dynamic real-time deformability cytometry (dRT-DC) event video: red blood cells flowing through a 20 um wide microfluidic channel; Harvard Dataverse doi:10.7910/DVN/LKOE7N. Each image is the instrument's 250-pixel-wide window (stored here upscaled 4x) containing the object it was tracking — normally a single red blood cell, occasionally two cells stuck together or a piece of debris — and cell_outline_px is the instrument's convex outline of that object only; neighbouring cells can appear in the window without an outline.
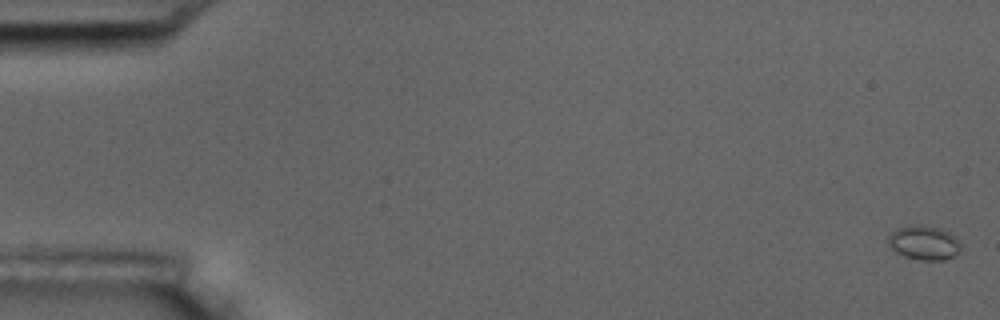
{"species": "common noctule bat (a hibernating species)", "species_latin": "Nyctalus noctula", "temperature_condition": "room temperature", "stored_images_in_passage": 5, "camera_frame_rate_fps": 3000, "um_per_image_px": 0.085, "animal": {"sex": "male", "body_mass_g": 17.5, "forearm_length_mm": 52.3}, "frame": {"image": 1, "passage_image": 1, "time_ms": 0.0, "image_size_px": [1000, 320], "cell_outline_px": [[960, 252], [956, 256], [944, 260], [920, 260], [904, 256], [896, 252], [888, 244], [888, 236], [896, 228], [908, 224], [920, 224], [940, 228], [956, 236], [960, 244]], "centroid_in_image_um": [78.55, 20.62], "position_along_channel_um": 6.5, "area_um2": 14.8}}
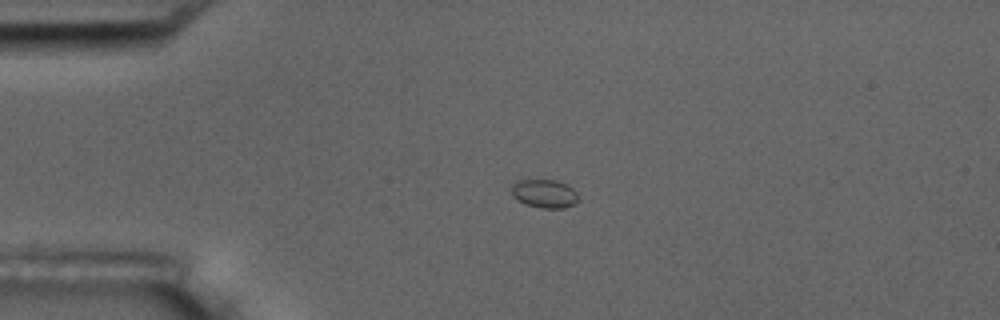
{"frame": {"image": 2, "passage_image": 4, "time_ms": 4.333, "image_size_px": [1000, 320], "cell_outline_px": [[576, 200], [572, 204], [564, 208], [540, 208], [524, 204], [512, 196], [512, 184], [516, 180], [528, 176], [556, 180], [572, 188], [576, 192]], "centroid_in_image_um": [46.17, 16.39], "position_along_channel_um": 38.8, "area_um2": 11.5}}